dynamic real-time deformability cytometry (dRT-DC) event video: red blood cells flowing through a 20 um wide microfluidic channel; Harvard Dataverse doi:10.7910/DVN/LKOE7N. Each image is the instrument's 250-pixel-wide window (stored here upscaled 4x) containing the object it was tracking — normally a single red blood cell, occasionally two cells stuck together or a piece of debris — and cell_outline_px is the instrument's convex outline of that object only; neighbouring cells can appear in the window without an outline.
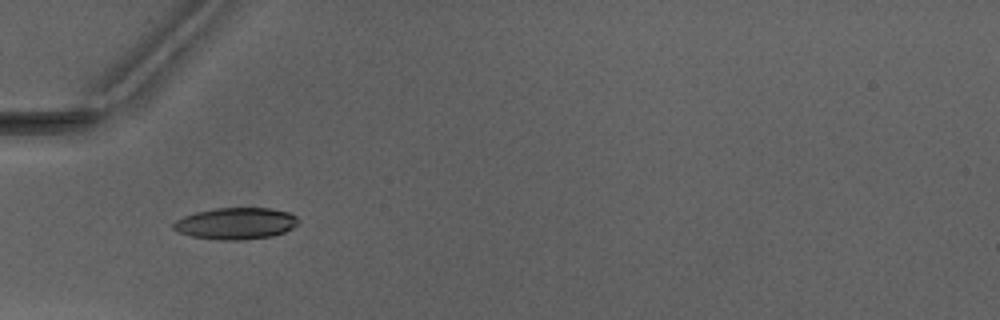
{"species": "Egyptian fruit bat (a non-hibernating species)", "species_latin": "Rousettus aegyptiacus", "temperature_condition": "warm", "stored_images_in_passage": 34, "camera_frame_rate_fps": 3000, "um_per_image_px": 0.085, "animal": {"sex": "male"}, "frame": {"image": 1, "passage_image": 1, "time_ms": 0.0, "image_size_px": [1000, 320], "cell_outline_px": [[300, 220], [292, 228], [284, 232], [272, 236], [240, 240], [224, 240], [192, 236], [176, 232], [172, 228], [172, 224], [176, 220], [184, 216], [196, 212], [216, 208], [272, 208], [288, 212], [296, 216]], "centroid_in_image_um": [20.04, 18.99], "position_along_channel_um": 65.0, "area_um2": 23.0}}
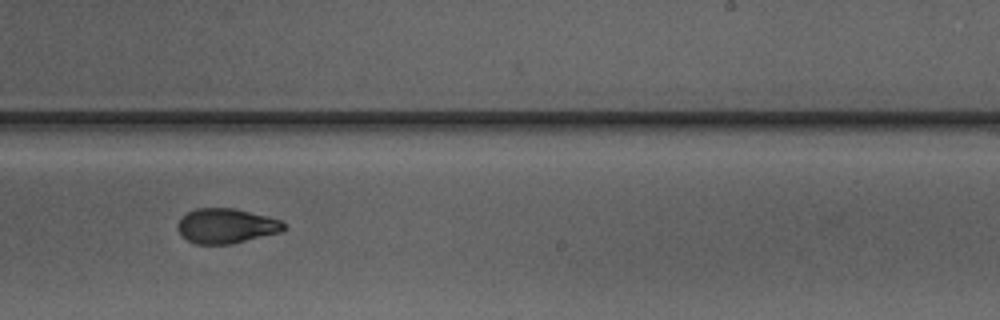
{"frame": {"image": 2, "passage_image": 16, "time_ms": 5.0, "image_size_px": [1000, 320], "cell_outline_px": [[284, 228], [280, 232], [232, 244], [196, 244], [180, 236], [176, 228], [176, 224], [188, 212], [196, 208], [232, 208], [268, 216], [280, 220], [284, 224]], "centroid_in_image_um": [19.18, 19.21], "position_along_channel_um": 269.8, "area_um2": 21.5}}
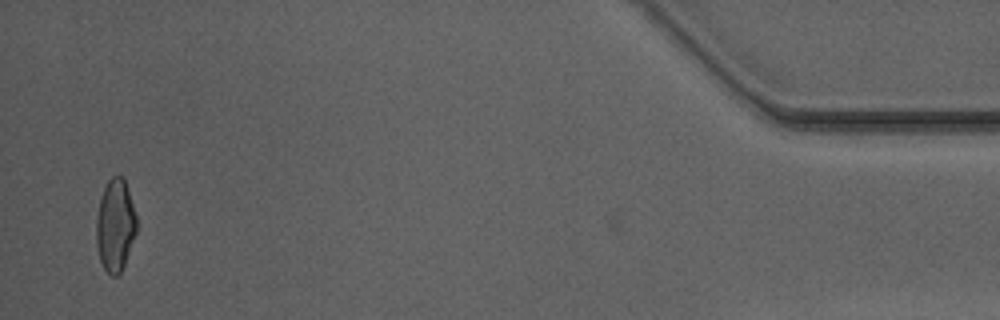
{"frame": {"image": 3, "passage_image": 33, "time_ms": 10.667, "image_size_px": [1000, 320], "cell_outline_px": [[136, 232], [124, 264], [120, 272], [116, 276], [112, 276], [104, 268], [100, 260], [96, 244], [96, 220], [100, 196], [108, 180], [112, 176], [124, 176], [128, 188], [136, 216]], "centroid_in_image_um": [9.78, 19.12], "position_along_channel_um": 425.4, "area_um2": 21.56}, "authors_computed_cell_mechanics": {"area_um2": 21.9929, "velocity_mm_per_s": 4.1557, "shape_relaxation_time_tau1_ms": 4.0481, "shape_relaxation_time_tau2_ms": 1.3115, "deformation_change_tau1": 0.1609, "deformation_change_tau2": 0.0711}}